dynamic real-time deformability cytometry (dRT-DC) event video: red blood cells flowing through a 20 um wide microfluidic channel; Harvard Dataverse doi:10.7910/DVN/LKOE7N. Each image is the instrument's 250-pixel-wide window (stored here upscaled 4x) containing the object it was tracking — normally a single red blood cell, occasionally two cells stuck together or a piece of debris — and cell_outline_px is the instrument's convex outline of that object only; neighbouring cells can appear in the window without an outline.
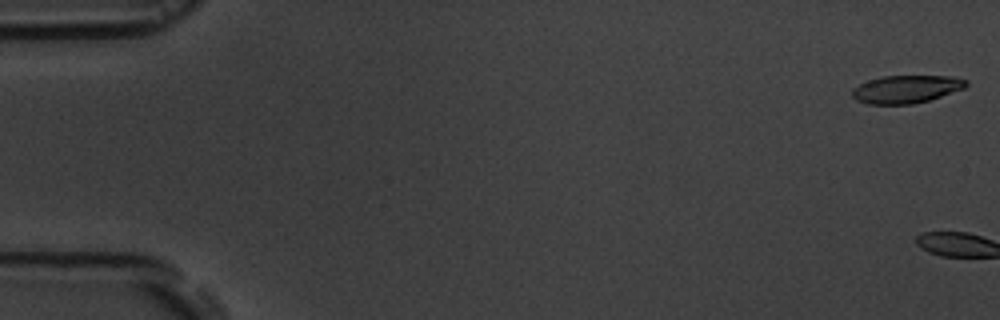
{"species": "common noctule bat (a hibernating species)", "species_latin": "Nyctalus noctula", "temperature_condition": "room temperature", "stored_images_in_passage": 6, "camera_frame_rate_fps": 3000, "um_per_image_px": 0.085, "animal": {"sex": "male", "body_mass_g": 19.5, "forearm_length_mm": 54.6}, "frame": {"image": 1, "passage_image": 1, "time_ms": 0.0, "image_size_px": [1000, 320], "cell_outline_px": [[968, 84], [964, 88], [928, 100], [912, 104], [868, 104], [856, 100], [852, 96], [852, 88], [868, 80], [884, 76], [952, 76], [968, 80]], "centroid_in_image_um": [77.01, 7.57], "position_along_channel_um": 8.0, "area_um2": 18.38}}
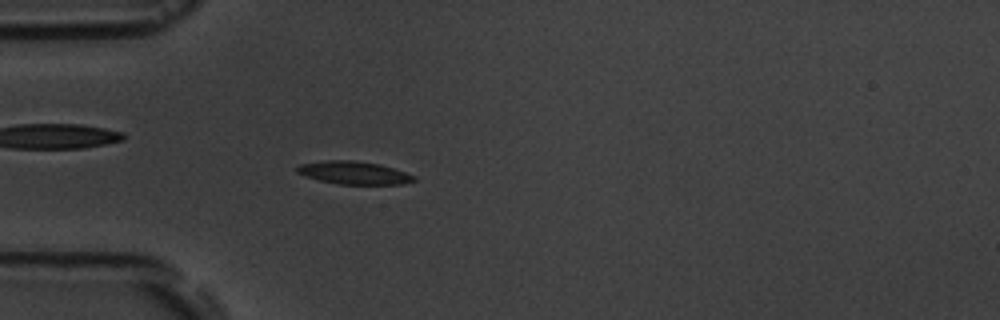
{"frame": {"image": 2, "passage_image": 6, "time_ms": 6.0, "image_size_px": [1000, 320], "cell_outline_px": [[416, 180], [404, 184], [340, 184], [320, 180], [304, 176], [296, 172], [296, 168], [300, 164], [328, 160], [356, 160], [380, 164], [416, 176]], "centroid_in_image_um": [30.08, 14.68], "position_along_channel_um": 54.9, "area_um2": 15.55}}